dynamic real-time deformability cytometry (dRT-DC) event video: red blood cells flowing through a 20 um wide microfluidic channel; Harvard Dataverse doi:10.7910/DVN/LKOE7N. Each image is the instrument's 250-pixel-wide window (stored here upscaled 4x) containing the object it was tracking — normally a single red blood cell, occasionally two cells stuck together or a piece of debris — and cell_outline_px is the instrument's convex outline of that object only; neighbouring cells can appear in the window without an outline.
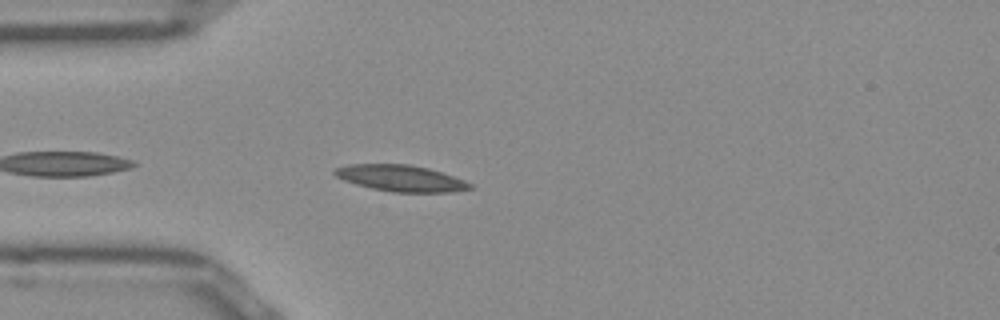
{"species": "Egyptian fruit bat (a non-hibernating species)", "species_latin": "Rousettus aegyptiacus", "temperature_condition": "room temperature", "stored_images_in_passage": 7, "camera_frame_rate_fps": 3000, "um_per_image_px": 0.085, "frame": {"image": 1, "passage_image": 3, "time_ms": 0.667, "image_size_px": [1000, 320], "cell_outline_px": [[472, 188], [452, 192], [392, 192], [372, 188], [356, 184], [344, 180], [336, 176], [332, 172], [336, 168], [348, 164], [408, 164], [428, 168], [464, 180], [472, 184]], "centroid_in_image_um": [34.05, 15.15], "position_along_channel_um": 51.0, "area_um2": 20.58}}